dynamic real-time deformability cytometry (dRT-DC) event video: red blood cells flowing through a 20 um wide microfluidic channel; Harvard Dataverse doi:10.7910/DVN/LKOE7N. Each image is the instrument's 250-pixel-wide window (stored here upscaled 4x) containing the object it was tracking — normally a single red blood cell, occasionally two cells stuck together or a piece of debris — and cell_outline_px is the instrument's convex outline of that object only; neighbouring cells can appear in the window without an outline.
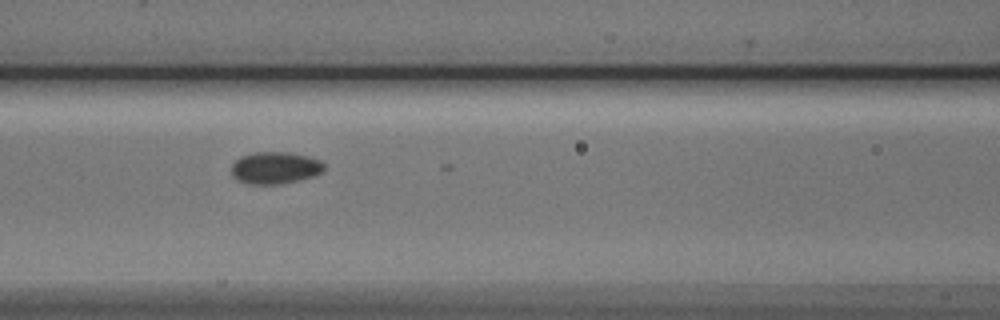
{"species": "Egyptian fruit bat (a non-hibernating species)", "species_latin": "Rousettus aegyptiacus", "temperature_condition": "cold", "stored_images_in_passage": 5, "camera_frame_rate_fps": 3000, "um_per_image_px": 0.085, "animal": {"sex": "male"}, "frame": {"image": 1, "passage_image": 4, "time_ms": 4.667, "image_size_px": [1000, 320], "cell_outline_px": [[324, 172], [312, 176], [280, 184], [244, 184], [236, 180], [232, 176], [232, 164], [240, 156], [252, 152], [288, 152], [308, 156], [320, 160], [324, 164]], "centroid_in_image_um": [23.35, 14.26], "position_along_channel_um": 143.2, "area_um2": 17.46}}
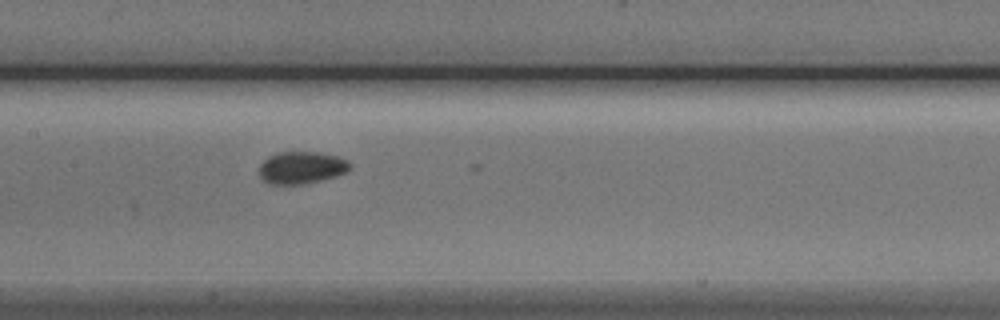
{"frame": {"image": 2, "passage_image": 5, "time_ms": 5.667, "image_size_px": [1000, 320], "cell_outline_px": [[352, 168], [336, 176], [304, 184], [268, 184], [260, 176], [260, 164], [268, 156], [276, 152], [320, 152], [336, 156], [348, 160], [352, 164]], "centroid_in_image_um": [25.63, 14.24], "position_along_channel_um": 181.8, "area_um2": 17.11}}